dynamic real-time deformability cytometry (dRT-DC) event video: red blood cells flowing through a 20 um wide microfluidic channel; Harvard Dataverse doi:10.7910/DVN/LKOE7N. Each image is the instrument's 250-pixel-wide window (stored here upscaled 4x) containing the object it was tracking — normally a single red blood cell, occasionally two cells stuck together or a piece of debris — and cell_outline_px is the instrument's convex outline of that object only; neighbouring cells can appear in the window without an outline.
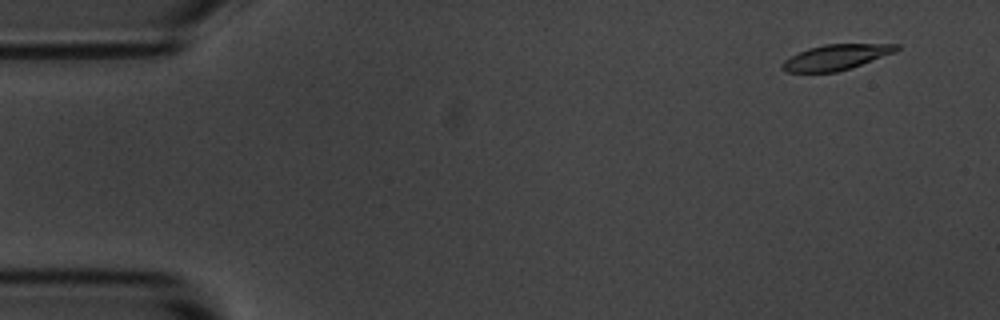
{"species": "common noctule bat (a hibernating species)", "species_latin": "Nyctalus noctula", "temperature_condition": "room temperature", "stored_images_in_passage": 10, "camera_frame_rate_fps": 3000, "um_per_image_px": 0.085, "animal": {"sex": "male", "body_mass_g": 20.1, "forearm_length_mm": 53.5}, "frame": {"image": 1, "passage_image": 4, "time_ms": 1.0, "image_size_px": [1000, 320], "cell_outline_px": [[900, 48], [896, 52], [852, 68], [836, 72], [788, 72], [780, 68], [780, 64], [784, 60], [808, 48], [824, 44], [900, 44]], "centroid_in_image_um": [71.08, 4.86], "position_along_channel_um": 13.9, "area_um2": 16.99}}